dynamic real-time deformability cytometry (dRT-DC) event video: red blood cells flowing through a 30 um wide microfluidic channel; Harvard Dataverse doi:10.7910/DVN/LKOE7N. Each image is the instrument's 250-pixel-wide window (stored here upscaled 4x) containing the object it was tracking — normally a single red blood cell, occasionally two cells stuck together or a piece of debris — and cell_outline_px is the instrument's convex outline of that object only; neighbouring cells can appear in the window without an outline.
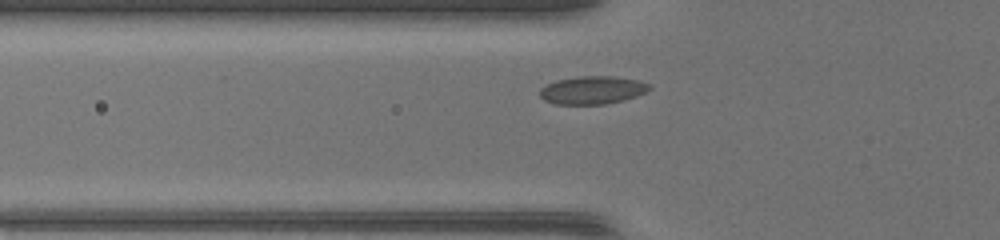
{"species": "common noctule bat (a hibernating species)", "species_latin": "Nyctalus noctula", "temperature_condition": "warm", "stored_images_in_passage": 31, "camera_frame_rate_fps": 3000, "um_per_image_px": 0.085, "animal": {"sex": "female", "body_mass_g": 17.0, "forearm_length_mm": 48.0}, "frame": {"image": 1, "passage_image": 3, "time_ms": 0.667, "image_size_px": [1000, 240], "cell_outline_px": [[652, 88], [636, 96], [624, 100], [604, 104], [556, 104], [544, 100], [540, 96], [540, 88], [556, 80], [576, 76], [612, 76], [636, 80], [652, 84]], "centroid_in_image_um": [50.36, 7.65], "position_along_channel_um": 75.4, "area_um2": 17.86}}
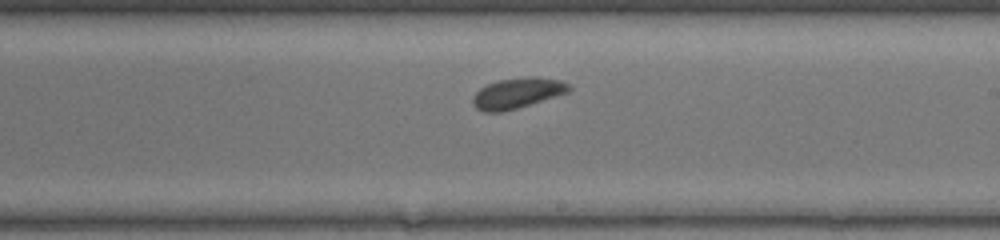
{"frame": {"image": 2, "passage_image": 15, "time_ms": 4.667, "image_size_px": [1000, 240], "cell_outline_px": [[572, 92], [516, 108], [500, 112], [484, 112], [476, 108], [472, 104], [472, 96], [480, 88], [488, 84], [500, 80], [528, 76], [536, 76], [564, 80], [572, 88]], "centroid_in_image_um": [44.02, 7.9], "position_along_channel_um": 245.0, "area_um2": 17.34}}
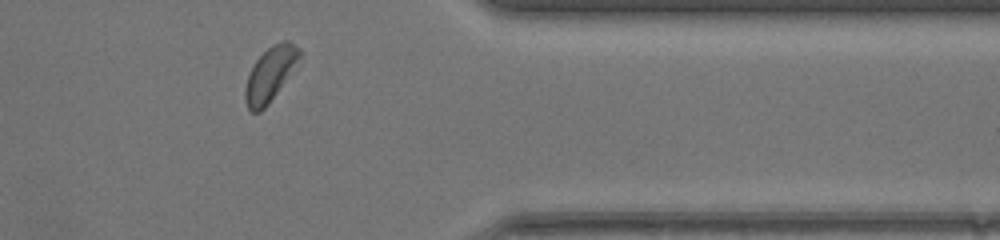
{"frame": {"image": 3, "passage_image": 26, "time_ms": 8.333, "image_size_px": [1000, 240], "cell_outline_px": [[300, 56], [268, 104], [260, 112], [252, 112], [248, 108], [244, 100], [244, 88], [248, 76], [256, 60], [272, 44], [284, 40], [288, 40], [300, 48]], "centroid_in_image_um": [22.91, 6.3], "position_along_channel_um": 388.5, "area_um2": 16.47}}